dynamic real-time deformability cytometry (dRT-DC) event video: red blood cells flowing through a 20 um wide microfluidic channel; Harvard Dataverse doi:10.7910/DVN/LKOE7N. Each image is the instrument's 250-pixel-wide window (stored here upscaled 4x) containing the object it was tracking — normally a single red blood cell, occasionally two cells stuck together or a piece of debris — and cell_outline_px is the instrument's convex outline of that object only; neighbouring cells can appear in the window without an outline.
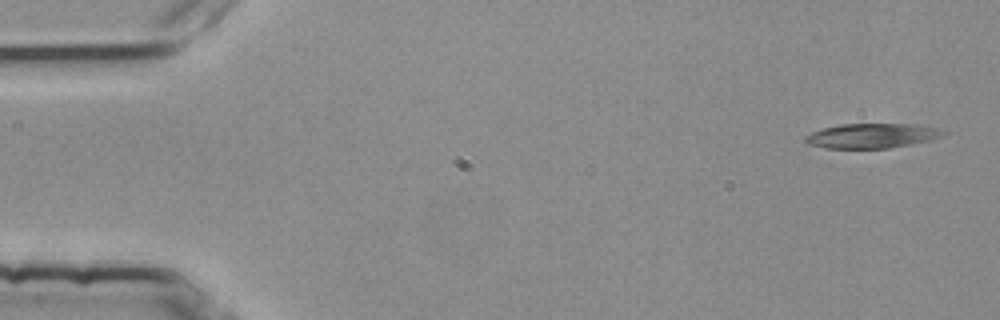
{"species": "common noctule bat (a hibernating species)", "species_latin": "Nyctalus noctula", "temperature_condition": "room temperature", "stored_images_in_passage": 5, "camera_frame_rate_fps": 3000, "um_per_image_px": 0.085, "animal": {"sex": "female", "body_mass_g": 25.1}, "frame": {"image": 1, "passage_image": 1, "time_ms": 0.0, "image_size_px": [1000, 320], "cell_outline_px": [[948, 132], [944, 136], [932, 140], [912, 144], [888, 148], [824, 148], [804, 144], [804, 136], [812, 132], [824, 128], [840, 124], [920, 124], [940, 128]], "centroid_in_image_um": [74.15, 11.54], "position_along_channel_um": 10.8, "area_um2": 20.23}}
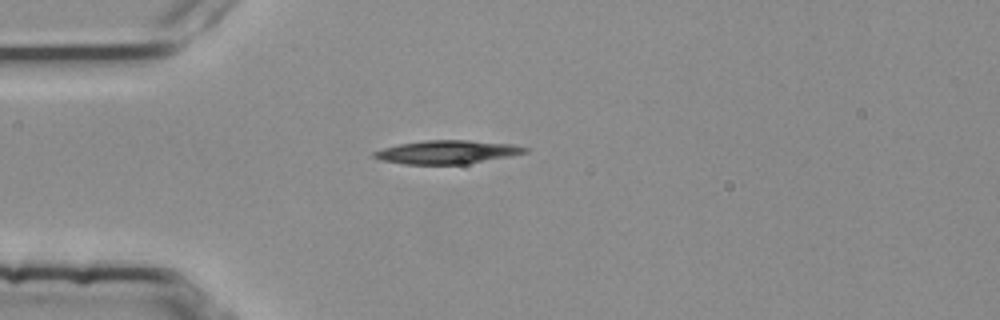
{"frame": {"image": 2, "passage_image": 4, "time_ms": 1.0, "image_size_px": [1000, 320], "cell_outline_px": [[528, 152], [508, 156], [464, 164], [404, 164], [380, 160], [372, 156], [372, 152], [384, 148], [400, 144], [424, 140], [468, 140], [516, 144], [528, 148]], "centroid_in_image_um": [38.0, 12.92], "position_along_channel_um": 47.0, "area_um2": 20.52}}